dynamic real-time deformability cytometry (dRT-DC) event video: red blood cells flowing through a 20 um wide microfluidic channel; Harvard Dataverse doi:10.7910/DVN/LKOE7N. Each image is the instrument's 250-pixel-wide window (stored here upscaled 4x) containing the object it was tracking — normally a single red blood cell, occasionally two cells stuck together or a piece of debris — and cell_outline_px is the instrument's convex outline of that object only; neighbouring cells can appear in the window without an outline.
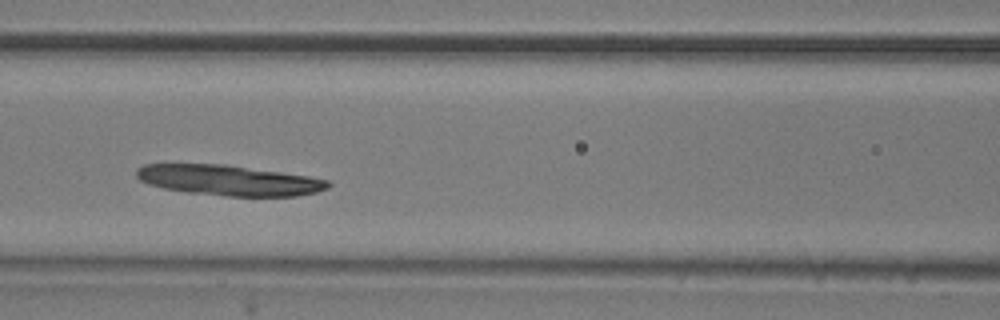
{"species": "common noctule bat (a hibernating species)", "species_latin": "Nyctalus noctula", "temperature_condition": "room temperature", "stored_images_in_passage": 41, "camera_frame_rate_fps": 3000, "um_per_image_px": 0.085, "animal": {"sex": "male", "body_mass_g": 20.5, "forearm_length_mm": 52.5}, "frame": {"image": 1, "passage_image": 14, "time_ms": 4.333, "image_size_px": [1000, 320], "cell_outline_px": [[332, 184], [328, 188], [316, 192], [296, 196], [224, 196], [188, 192], [164, 188], [148, 184], [140, 180], [136, 176], [136, 168], [144, 164], [224, 164], [308, 176], [328, 180]], "centroid_in_image_um": [19.44, 15.32], "position_along_channel_um": 147.2, "area_um2": 33.87}}